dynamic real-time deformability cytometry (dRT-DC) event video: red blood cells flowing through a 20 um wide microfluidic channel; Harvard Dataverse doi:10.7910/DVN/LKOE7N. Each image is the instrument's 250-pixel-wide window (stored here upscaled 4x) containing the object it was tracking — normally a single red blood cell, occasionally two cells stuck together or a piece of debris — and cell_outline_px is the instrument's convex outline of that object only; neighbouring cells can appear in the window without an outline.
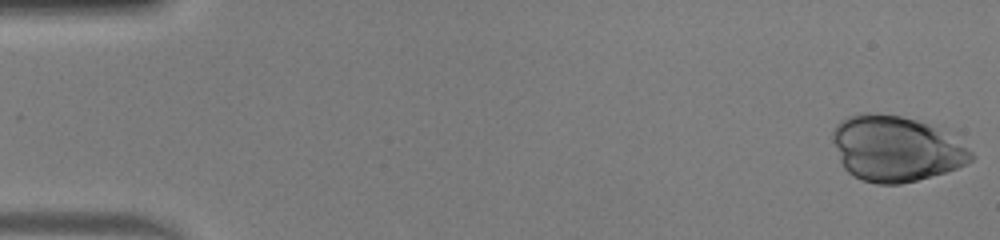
{"species": "human", "species_latin": "Homo sapiens", "temperature_condition": "warm", "stored_images_in_passage": 49, "camera_frame_rate_fps": 3000, "um_per_image_px": 0.085, "donor": {"sex": "male"}, "frame": {"image": 1, "passage_image": 1, "time_ms": 0.0, "image_size_px": [1000, 240], "cell_outline_px": [[976, 156], [972, 160], [956, 168], [944, 172], [916, 180], [900, 184], [876, 184], [852, 176], [844, 168], [840, 160], [832, 140], [832, 132], [836, 124], [840, 120], [848, 116], [860, 112], [872, 112], [900, 116], [916, 120], [928, 124], [936, 128], [972, 152]], "centroid_in_image_um": [76.06, 12.63], "position_along_channel_um": 8.9, "area_um2": 52.31}}
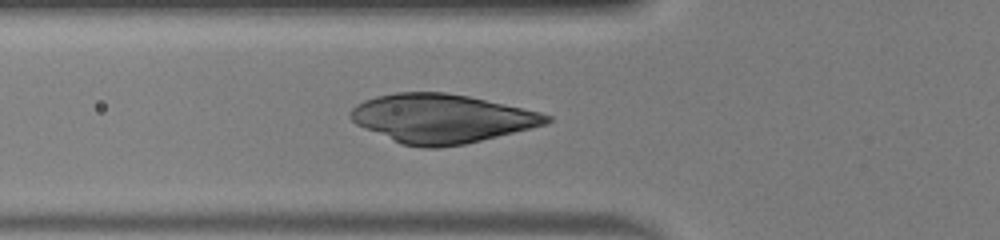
{"frame": {"image": 2, "passage_image": 18, "time_ms": 5.667, "image_size_px": [1000, 240], "cell_outline_px": [[552, 120], [548, 124], [464, 144], [440, 148], [424, 148], [400, 144], [364, 128], [356, 124], [348, 116], [352, 108], [356, 104], [364, 100], [376, 96], [396, 92], [444, 92], [468, 96], [540, 112], [552, 116]], "centroid_in_image_um": [37.5, 10.08], "position_along_channel_um": 88.3, "area_um2": 55.72}}
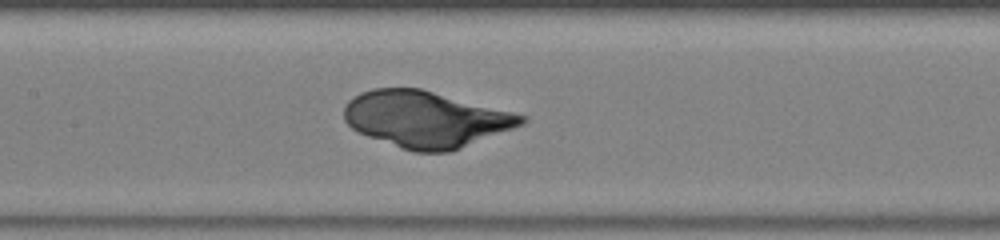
{"frame": {"image": 3, "passage_image": 24, "time_ms": 7.667, "image_size_px": [1000, 240], "cell_outline_px": [[528, 120], [524, 124], [452, 152], [416, 152], [368, 136], [352, 128], [344, 120], [344, 104], [348, 100], [360, 92], [372, 88], [420, 88], [528, 116]], "centroid_in_image_um": [36.2, 10.13], "position_along_channel_um": 171.2, "area_um2": 58.03}}